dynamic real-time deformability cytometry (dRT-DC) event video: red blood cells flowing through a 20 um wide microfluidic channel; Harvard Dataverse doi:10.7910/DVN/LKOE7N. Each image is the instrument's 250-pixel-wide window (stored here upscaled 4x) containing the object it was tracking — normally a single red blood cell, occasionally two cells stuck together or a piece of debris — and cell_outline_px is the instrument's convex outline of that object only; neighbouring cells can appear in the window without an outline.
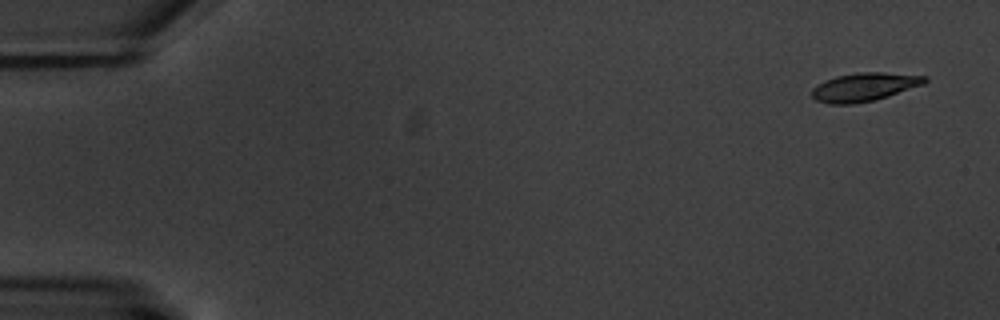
{"species": "common noctule bat (a hibernating species)", "species_latin": "Nyctalus noctula", "temperature_condition": "warm", "stored_images_in_passage": 6, "camera_frame_rate_fps": 3000, "um_per_image_px": 0.085, "animal": {"sex": "male", "body_mass_g": 20.1, "forearm_length_mm": 53.5}, "frame": {"image": 1, "passage_image": 1, "time_ms": 0.0, "image_size_px": [1000, 320], "cell_outline_px": [[928, 80], [924, 84], [876, 100], [852, 104], [828, 104], [816, 100], [812, 96], [812, 88], [816, 84], [836, 76], [856, 72], [884, 72], [928, 76]], "centroid_in_image_um": [73.46, 7.39], "position_along_channel_um": 11.5, "area_um2": 18.84}}